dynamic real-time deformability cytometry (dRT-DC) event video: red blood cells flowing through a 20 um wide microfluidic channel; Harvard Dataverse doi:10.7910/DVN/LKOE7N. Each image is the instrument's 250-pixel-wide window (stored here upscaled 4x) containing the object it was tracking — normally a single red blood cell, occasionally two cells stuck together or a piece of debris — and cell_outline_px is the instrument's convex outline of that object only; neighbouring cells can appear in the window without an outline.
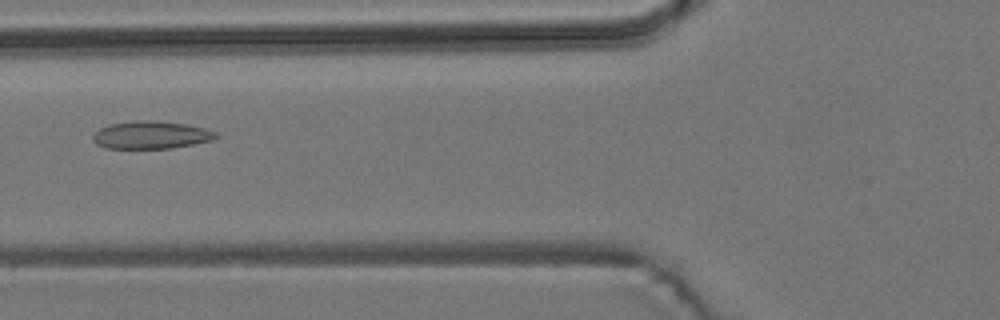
{"species": "common noctule bat (a hibernating species)", "species_latin": "Nyctalus noctula", "temperature_condition": "room temperature", "stored_images_in_passage": 3, "camera_frame_rate_fps": 3000, "um_per_image_px": 0.085, "animal": {"sex": "male", "body_mass_g": 19.2, "forearm_length_mm": 51.8}, "frame": {"image": 1, "passage_image": 3, "time_ms": 0.667, "image_size_px": [1000, 320], "cell_outline_px": [[220, 136], [212, 140], [192, 144], [168, 148], [104, 148], [96, 144], [92, 140], [92, 136], [100, 128], [108, 124], [132, 120], [156, 120], [184, 124], [204, 128], [216, 132]], "centroid_in_image_um": [12.8, 11.46], "position_along_channel_um": 113.0, "area_um2": 19.88}}